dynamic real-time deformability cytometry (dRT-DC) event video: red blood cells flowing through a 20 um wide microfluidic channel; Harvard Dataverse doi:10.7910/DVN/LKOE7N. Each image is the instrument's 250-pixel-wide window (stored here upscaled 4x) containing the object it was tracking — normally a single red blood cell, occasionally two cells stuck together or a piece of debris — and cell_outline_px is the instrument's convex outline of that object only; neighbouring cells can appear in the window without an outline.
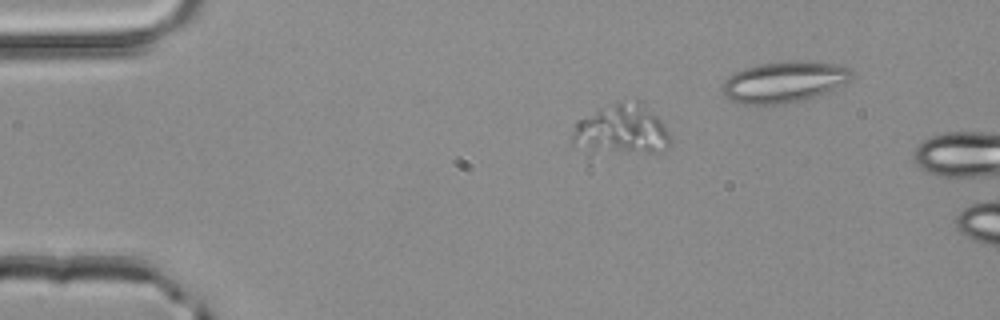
{"species": "common noctule bat (a hibernating species)", "species_latin": "Nyctalus noctula", "temperature_condition": "room temperature", "stored_images_in_passage": 3, "camera_frame_rate_fps": 3000, "um_per_image_px": 0.085, "animal": {"sex": "male", "body_mass_g": 20.4}, "frame": {"image": 1, "passage_image": 2, "time_ms": 0.333, "image_size_px": [1000, 320], "cell_outline_px": [[672, 140], [668, 148], [664, 152], [588, 164], [572, 144], [572, 132], [576, 120], [616, 104], [636, 100], [652, 112], [664, 124]], "centroid_in_image_um": [52.69, 11.35], "position_along_channel_um": 32.3, "area_um2": 32.19}}